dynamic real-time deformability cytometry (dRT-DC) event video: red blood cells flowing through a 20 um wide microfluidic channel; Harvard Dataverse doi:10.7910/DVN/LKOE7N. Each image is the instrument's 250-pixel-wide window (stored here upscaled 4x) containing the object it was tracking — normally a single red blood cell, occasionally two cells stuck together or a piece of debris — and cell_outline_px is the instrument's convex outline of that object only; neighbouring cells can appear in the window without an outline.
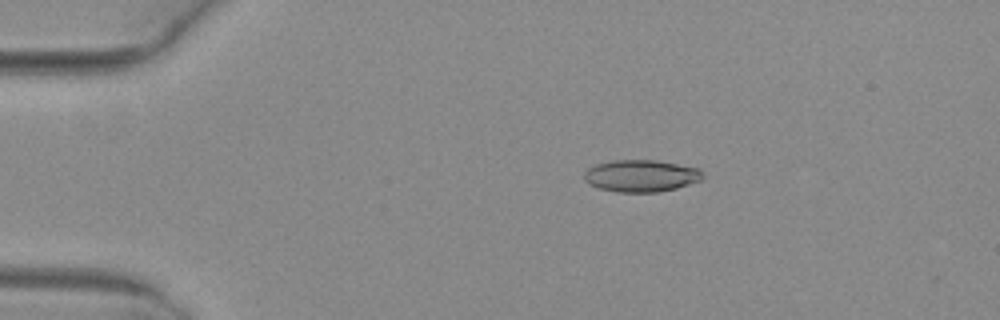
{"species": "common noctule bat (a hibernating species)", "species_latin": "Nyctalus noctula", "temperature_condition": "warm", "stored_images_in_passage": 7, "camera_frame_rate_fps": 3000, "um_per_image_px": 0.085, "animal": {"sex": "female", "body_mass_g": 29.2, "forearm_length_mm": 56.3}, "frame": {"image": 1, "passage_image": 4, "time_ms": 1.0, "image_size_px": [1000, 320], "cell_outline_px": [[704, 176], [700, 180], [676, 188], [656, 192], [616, 192], [600, 188], [588, 184], [584, 180], [584, 172], [588, 168], [596, 164], [612, 160], [656, 160], [700, 168]], "centroid_in_image_um": [54.47, 14.94], "position_along_channel_um": 30.5, "area_um2": 22.14}}
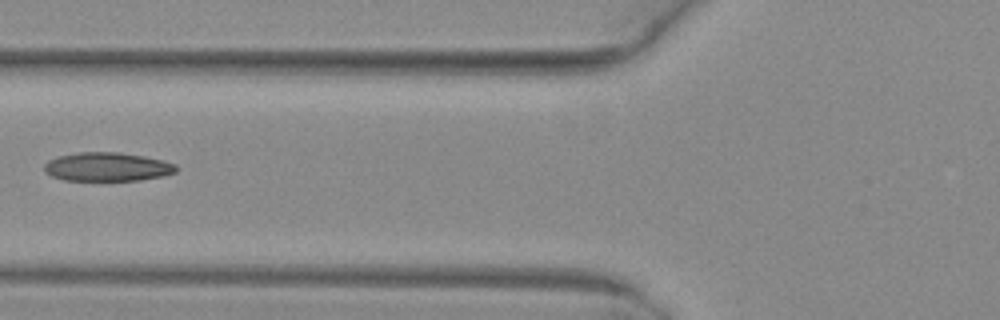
{"frame": {"image": 2, "passage_image": 7, "time_ms": 2.0, "image_size_px": [1000, 320], "cell_outline_px": [[176, 172], [164, 176], [140, 180], [64, 180], [52, 176], [44, 172], [44, 164], [48, 160], [60, 156], [80, 152], [120, 152], [144, 156], [176, 164]], "centroid_in_image_um": [9.11, 14.18], "position_along_channel_um": 116.7, "area_um2": 22.02}}